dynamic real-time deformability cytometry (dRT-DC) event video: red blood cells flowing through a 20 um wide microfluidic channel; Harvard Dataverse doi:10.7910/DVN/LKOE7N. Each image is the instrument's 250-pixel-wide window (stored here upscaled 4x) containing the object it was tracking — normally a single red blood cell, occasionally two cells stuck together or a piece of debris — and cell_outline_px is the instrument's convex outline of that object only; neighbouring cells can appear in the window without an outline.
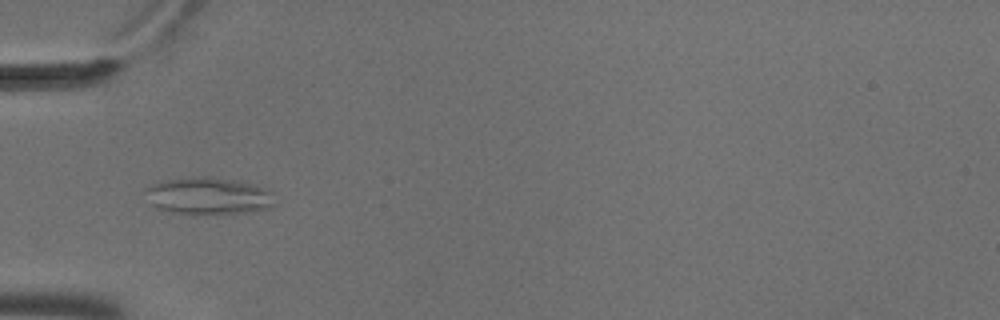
{"species": "common noctule bat (a hibernating species)", "species_latin": "Nyctalus noctula", "temperature_condition": "cold", "stored_images_in_passage": 7, "camera_frame_rate_fps": 3000, "um_per_image_px": 0.085, "animal": {"sex": "male", "body_mass_g": 18.8}, "frame": {"image": 1, "passage_image": 6, "time_ms": 1.667, "image_size_px": [1000, 320], "cell_outline_px": [[272, 208], [244, 212], [172, 212], [160, 208], [152, 204], [148, 188], [152, 184], [164, 180], [188, 176], [208, 176], [232, 180], [252, 184], [268, 188], [272, 204]], "centroid_in_image_um": [17.74, 16.6], "position_along_channel_um": 67.3, "area_um2": 26.76}}
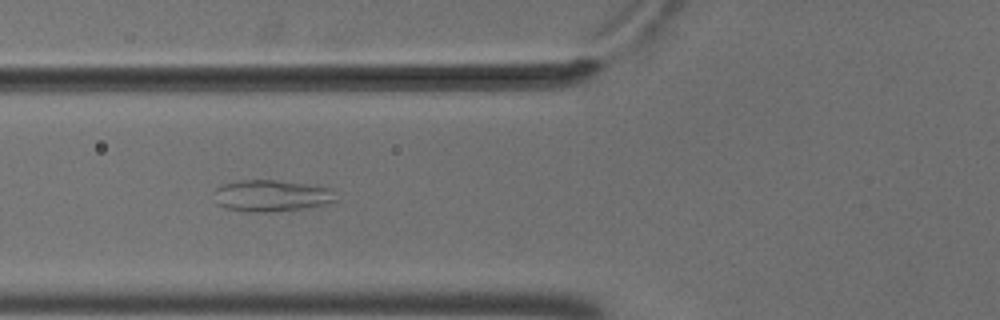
{"frame": {"image": 2, "passage_image": 7, "time_ms": 2.0, "image_size_px": [1000, 320], "cell_outline_px": [[340, 200], [328, 204], [304, 208], [264, 212], [252, 212], [224, 208], [216, 204], [212, 192], [216, 188], [224, 184], [240, 180], [276, 180], [304, 184], [328, 188]], "centroid_in_image_um": [23.03, 16.64], "position_along_channel_um": 102.8, "area_um2": 22.43}}